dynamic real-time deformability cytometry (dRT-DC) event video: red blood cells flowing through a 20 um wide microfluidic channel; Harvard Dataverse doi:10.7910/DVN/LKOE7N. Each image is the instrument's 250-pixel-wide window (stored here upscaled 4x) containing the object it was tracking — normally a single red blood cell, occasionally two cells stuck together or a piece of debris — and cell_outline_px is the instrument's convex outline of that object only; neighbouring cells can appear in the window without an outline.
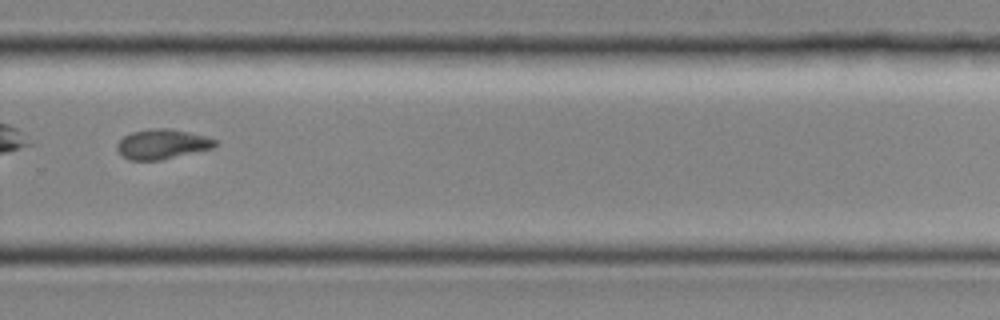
{"species": "common noctule bat (a hibernating species)", "species_latin": "Nyctalus noctula", "temperature_condition": "room temperature", "stored_images_in_passage": 38, "segment_of_instrument_passage": [2, 2], "camera_frame_rate_fps": 3000, "um_per_image_px": 0.085, "animal": {"sex": "female", "body_mass_g": 19.0, "forearm_length_mm": 51.5}, "frame": {"image": 1, "passage_image": 27, "time_ms": 8.667, "image_size_px": [1000, 320], "cell_outline_px": [[216, 144], [212, 148], [160, 160], [128, 160], [120, 156], [116, 148], [116, 144], [124, 136], [132, 132], [152, 128], [168, 128], [208, 136], [216, 140]], "centroid_in_image_um": [13.74, 12.25], "position_along_channel_um": 316.1, "area_um2": 17.05}}